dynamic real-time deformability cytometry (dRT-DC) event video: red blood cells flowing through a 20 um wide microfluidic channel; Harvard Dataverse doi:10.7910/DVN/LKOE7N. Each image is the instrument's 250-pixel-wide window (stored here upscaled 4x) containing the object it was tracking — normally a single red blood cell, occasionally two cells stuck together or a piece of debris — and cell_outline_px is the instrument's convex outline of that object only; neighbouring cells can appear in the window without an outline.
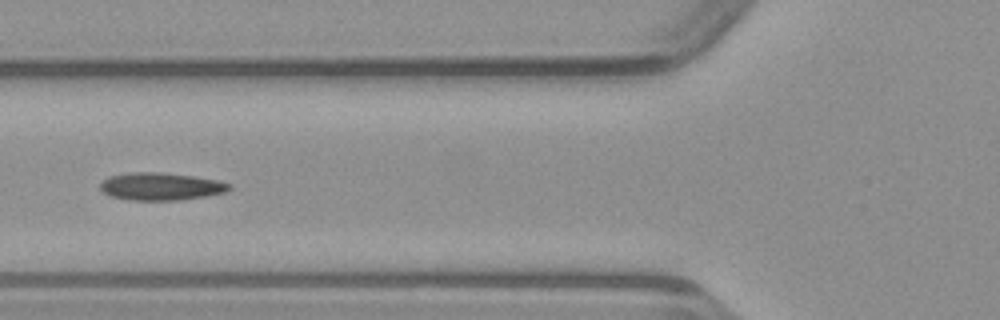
{"species": "common noctule bat (a hibernating species)", "species_latin": "Nyctalus noctula", "temperature_condition": "warm", "stored_images_in_passage": 19, "camera_frame_rate_fps": 3000, "um_per_image_px": 0.085, "animal": {"sex": "male", "body_mass_g": 23.1, "forearm_length_mm": 52.7}, "frame": {"image": 1, "passage_image": 11, "time_ms": 3.333, "image_size_px": [1000, 320], "cell_outline_px": [[232, 188], [228, 192], [180, 200], [128, 200], [112, 196], [104, 192], [100, 188], [100, 184], [108, 176], [132, 172], [160, 172], [192, 176], [216, 180], [232, 184]], "centroid_in_image_um": [13.69, 15.85], "position_along_channel_um": 112.1, "area_um2": 20.69}}